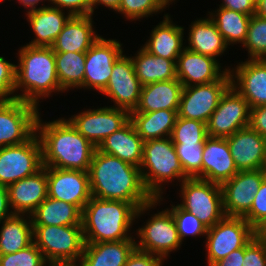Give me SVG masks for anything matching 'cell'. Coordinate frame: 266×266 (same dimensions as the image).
<instances>
[{
	"label": "cell",
	"mask_w": 266,
	"mask_h": 266,
	"mask_svg": "<svg viewBox=\"0 0 266 266\" xmlns=\"http://www.w3.org/2000/svg\"><path fill=\"white\" fill-rule=\"evenodd\" d=\"M88 174L93 197L130 202L137 209L154 199L143 184L139 167L97 148Z\"/></svg>",
	"instance_id": "obj_1"
},
{
	"label": "cell",
	"mask_w": 266,
	"mask_h": 266,
	"mask_svg": "<svg viewBox=\"0 0 266 266\" xmlns=\"http://www.w3.org/2000/svg\"><path fill=\"white\" fill-rule=\"evenodd\" d=\"M38 114L36 134L42 147V164L66 170L88 171L96 146L81 135L66 117L45 121Z\"/></svg>",
	"instance_id": "obj_2"
},
{
	"label": "cell",
	"mask_w": 266,
	"mask_h": 266,
	"mask_svg": "<svg viewBox=\"0 0 266 266\" xmlns=\"http://www.w3.org/2000/svg\"><path fill=\"white\" fill-rule=\"evenodd\" d=\"M15 54L18 60L16 63V99L32 103L39 108L40 103L46 98L53 97L54 93L56 96L65 93L58 81L55 52L52 47L24 44Z\"/></svg>",
	"instance_id": "obj_3"
},
{
	"label": "cell",
	"mask_w": 266,
	"mask_h": 266,
	"mask_svg": "<svg viewBox=\"0 0 266 266\" xmlns=\"http://www.w3.org/2000/svg\"><path fill=\"white\" fill-rule=\"evenodd\" d=\"M137 208L122 200L91 197L82 210V230L85 243L135 239ZM133 230V232H131ZM131 232V233H130Z\"/></svg>",
	"instance_id": "obj_4"
},
{
	"label": "cell",
	"mask_w": 266,
	"mask_h": 266,
	"mask_svg": "<svg viewBox=\"0 0 266 266\" xmlns=\"http://www.w3.org/2000/svg\"><path fill=\"white\" fill-rule=\"evenodd\" d=\"M164 200L165 196H160L137 209L135 219L140 220L147 213L150 218L147 217L148 219L145 222L140 220L143 222L141 223L143 225L135 228L136 233H134V236L136 249L157 255L165 261L171 256L172 252L174 253L181 249L182 242L179 238L172 213L167 208L162 211L158 209L157 213L149 214L157 206L165 204L163 203L165 202Z\"/></svg>",
	"instance_id": "obj_5"
},
{
	"label": "cell",
	"mask_w": 266,
	"mask_h": 266,
	"mask_svg": "<svg viewBox=\"0 0 266 266\" xmlns=\"http://www.w3.org/2000/svg\"><path fill=\"white\" fill-rule=\"evenodd\" d=\"M139 168L143 184L153 198L166 195V185L171 183L175 187L189 178L183 171L171 137L144 142Z\"/></svg>",
	"instance_id": "obj_6"
},
{
	"label": "cell",
	"mask_w": 266,
	"mask_h": 266,
	"mask_svg": "<svg viewBox=\"0 0 266 266\" xmlns=\"http://www.w3.org/2000/svg\"><path fill=\"white\" fill-rule=\"evenodd\" d=\"M33 242L47 262L78 264L84 250L82 225H33Z\"/></svg>",
	"instance_id": "obj_7"
},
{
	"label": "cell",
	"mask_w": 266,
	"mask_h": 266,
	"mask_svg": "<svg viewBox=\"0 0 266 266\" xmlns=\"http://www.w3.org/2000/svg\"><path fill=\"white\" fill-rule=\"evenodd\" d=\"M179 186L181 202L177 204L191 212L207 228L213 227L225 216L219 184L200 178H186Z\"/></svg>",
	"instance_id": "obj_8"
},
{
	"label": "cell",
	"mask_w": 266,
	"mask_h": 266,
	"mask_svg": "<svg viewBox=\"0 0 266 266\" xmlns=\"http://www.w3.org/2000/svg\"><path fill=\"white\" fill-rule=\"evenodd\" d=\"M256 236V230L243 218L224 216L207 229L205 243L206 260L212 266L229 253L245 247Z\"/></svg>",
	"instance_id": "obj_9"
},
{
	"label": "cell",
	"mask_w": 266,
	"mask_h": 266,
	"mask_svg": "<svg viewBox=\"0 0 266 266\" xmlns=\"http://www.w3.org/2000/svg\"><path fill=\"white\" fill-rule=\"evenodd\" d=\"M42 167V147L36 132L21 144L0 148L1 185L9 186Z\"/></svg>",
	"instance_id": "obj_10"
},
{
	"label": "cell",
	"mask_w": 266,
	"mask_h": 266,
	"mask_svg": "<svg viewBox=\"0 0 266 266\" xmlns=\"http://www.w3.org/2000/svg\"><path fill=\"white\" fill-rule=\"evenodd\" d=\"M66 117L81 135L98 147L107 136L130 121V112L107 104L103 107L84 108V111Z\"/></svg>",
	"instance_id": "obj_11"
},
{
	"label": "cell",
	"mask_w": 266,
	"mask_h": 266,
	"mask_svg": "<svg viewBox=\"0 0 266 266\" xmlns=\"http://www.w3.org/2000/svg\"><path fill=\"white\" fill-rule=\"evenodd\" d=\"M40 110L20 99L0 101V148L27 141L36 132Z\"/></svg>",
	"instance_id": "obj_12"
},
{
	"label": "cell",
	"mask_w": 266,
	"mask_h": 266,
	"mask_svg": "<svg viewBox=\"0 0 266 266\" xmlns=\"http://www.w3.org/2000/svg\"><path fill=\"white\" fill-rule=\"evenodd\" d=\"M100 36L86 52L83 90L99 94L106 88L114 63L125 53L123 43Z\"/></svg>",
	"instance_id": "obj_13"
},
{
	"label": "cell",
	"mask_w": 266,
	"mask_h": 266,
	"mask_svg": "<svg viewBox=\"0 0 266 266\" xmlns=\"http://www.w3.org/2000/svg\"><path fill=\"white\" fill-rule=\"evenodd\" d=\"M230 86V73L226 71L217 81L184 87L177 112L178 117L199 120L207 124L221 96Z\"/></svg>",
	"instance_id": "obj_14"
},
{
	"label": "cell",
	"mask_w": 266,
	"mask_h": 266,
	"mask_svg": "<svg viewBox=\"0 0 266 266\" xmlns=\"http://www.w3.org/2000/svg\"><path fill=\"white\" fill-rule=\"evenodd\" d=\"M250 105L232 86L221 96L219 104L210 116L207 136L228 138L236 131L249 126Z\"/></svg>",
	"instance_id": "obj_15"
},
{
	"label": "cell",
	"mask_w": 266,
	"mask_h": 266,
	"mask_svg": "<svg viewBox=\"0 0 266 266\" xmlns=\"http://www.w3.org/2000/svg\"><path fill=\"white\" fill-rule=\"evenodd\" d=\"M124 53L113 65L106 88L100 93L113 102L112 106L132 112L136 109L143 85L136 76L134 64Z\"/></svg>",
	"instance_id": "obj_16"
},
{
	"label": "cell",
	"mask_w": 266,
	"mask_h": 266,
	"mask_svg": "<svg viewBox=\"0 0 266 266\" xmlns=\"http://www.w3.org/2000/svg\"><path fill=\"white\" fill-rule=\"evenodd\" d=\"M265 178L266 169H257L239 171L223 182L220 186L225 216L244 217Z\"/></svg>",
	"instance_id": "obj_17"
},
{
	"label": "cell",
	"mask_w": 266,
	"mask_h": 266,
	"mask_svg": "<svg viewBox=\"0 0 266 266\" xmlns=\"http://www.w3.org/2000/svg\"><path fill=\"white\" fill-rule=\"evenodd\" d=\"M48 197L76 205L81 211L92 197L88 171L47 167Z\"/></svg>",
	"instance_id": "obj_18"
},
{
	"label": "cell",
	"mask_w": 266,
	"mask_h": 266,
	"mask_svg": "<svg viewBox=\"0 0 266 266\" xmlns=\"http://www.w3.org/2000/svg\"><path fill=\"white\" fill-rule=\"evenodd\" d=\"M230 67L231 86L250 108L266 105V59H245Z\"/></svg>",
	"instance_id": "obj_19"
},
{
	"label": "cell",
	"mask_w": 266,
	"mask_h": 266,
	"mask_svg": "<svg viewBox=\"0 0 266 266\" xmlns=\"http://www.w3.org/2000/svg\"><path fill=\"white\" fill-rule=\"evenodd\" d=\"M216 59L184 49L176 61L177 79L184 87L217 81L230 66H221Z\"/></svg>",
	"instance_id": "obj_20"
},
{
	"label": "cell",
	"mask_w": 266,
	"mask_h": 266,
	"mask_svg": "<svg viewBox=\"0 0 266 266\" xmlns=\"http://www.w3.org/2000/svg\"><path fill=\"white\" fill-rule=\"evenodd\" d=\"M227 139L238 171L266 169V138L249 126Z\"/></svg>",
	"instance_id": "obj_21"
},
{
	"label": "cell",
	"mask_w": 266,
	"mask_h": 266,
	"mask_svg": "<svg viewBox=\"0 0 266 266\" xmlns=\"http://www.w3.org/2000/svg\"><path fill=\"white\" fill-rule=\"evenodd\" d=\"M7 190L13 213L31 215L48 197L47 167L10 184Z\"/></svg>",
	"instance_id": "obj_22"
},
{
	"label": "cell",
	"mask_w": 266,
	"mask_h": 266,
	"mask_svg": "<svg viewBox=\"0 0 266 266\" xmlns=\"http://www.w3.org/2000/svg\"><path fill=\"white\" fill-rule=\"evenodd\" d=\"M156 26L152 27L150 36L142 45L147 51L155 56L177 61L180 53L185 49V28L174 22L173 15L163 14Z\"/></svg>",
	"instance_id": "obj_23"
},
{
	"label": "cell",
	"mask_w": 266,
	"mask_h": 266,
	"mask_svg": "<svg viewBox=\"0 0 266 266\" xmlns=\"http://www.w3.org/2000/svg\"><path fill=\"white\" fill-rule=\"evenodd\" d=\"M26 21L34 33L30 46L51 47L65 24L72 16L67 11L49 5L29 9L25 12Z\"/></svg>",
	"instance_id": "obj_24"
},
{
	"label": "cell",
	"mask_w": 266,
	"mask_h": 266,
	"mask_svg": "<svg viewBox=\"0 0 266 266\" xmlns=\"http://www.w3.org/2000/svg\"><path fill=\"white\" fill-rule=\"evenodd\" d=\"M238 172L227 139L207 137L202 155V179L221 185Z\"/></svg>",
	"instance_id": "obj_25"
},
{
	"label": "cell",
	"mask_w": 266,
	"mask_h": 266,
	"mask_svg": "<svg viewBox=\"0 0 266 266\" xmlns=\"http://www.w3.org/2000/svg\"><path fill=\"white\" fill-rule=\"evenodd\" d=\"M93 15H73L51 46L54 52H87L101 36Z\"/></svg>",
	"instance_id": "obj_26"
},
{
	"label": "cell",
	"mask_w": 266,
	"mask_h": 266,
	"mask_svg": "<svg viewBox=\"0 0 266 266\" xmlns=\"http://www.w3.org/2000/svg\"><path fill=\"white\" fill-rule=\"evenodd\" d=\"M194 20L190 23L187 31L185 48L212 57L220 63L219 57L225 56V52L228 53L227 50L230 48L217 30L216 24L208 15Z\"/></svg>",
	"instance_id": "obj_27"
},
{
	"label": "cell",
	"mask_w": 266,
	"mask_h": 266,
	"mask_svg": "<svg viewBox=\"0 0 266 266\" xmlns=\"http://www.w3.org/2000/svg\"><path fill=\"white\" fill-rule=\"evenodd\" d=\"M135 249V239L85 243L78 266H125Z\"/></svg>",
	"instance_id": "obj_28"
},
{
	"label": "cell",
	"mask_w": 266,
	"mask_h": 266,
	"mask_svg": "<svg viewBox=\"0 0 266 266\" xmlns=\"http://www.w3.org/2000/svg\"><path fill=\"white\" fill-rule=\"evenodd\" d=\"M143 144V139L137 134L133 123L129 121L121 129L107 136L97 149L140 167L143 158Z\"/></svg>",
	"instance_id": "obj_29"
},
{
	"label": "cell",
	"mask_w": 266,
	"mask_h": 266,
	"mask_svg": "<svg viewBox=\"0 0 266 266\" xmlns=\"http://www.w3.org/2000/svg\"><path fill=\"white\" fill-rule=\"evenodd\" d=\"M183 88L184 86L178 79L144 85L138 105L132 112L178 110Z\"/></svg>",
	"instance_id": "obj_30"
},
{
	"label": "cell",
	"mask_w": 266,
	"mask_h": 266,
	"mask_svg": "<svg viewBox=\"0 0 266 266\" xmlns=\"http://www.w3.org/2000/svg\"><path fill=\"white\" fill-rule=\"evenodd\" d=\"M136 76L141 84L147 85L159 81L177 79L176 61L155 56L147 51L143 46L130 55Z\"/></svg>",
	"instance_id": "obj_31"
},
{
	"label": "cell",
	"mask_w": 266,
	"mask_h": 266,
	"mask_svg": "<svg viewBox=\"0 0 266 266\" xmlns=\"http://www.w3.org/2000/svg\"><path fill=\"white\" fill-rule=\"evenodd\" d=\"M178 110L130 112V121L144 142L170 137L178 116Z\"/></svg>",
	"instance_id": "obj_32"
},
{
	"label": "cell",
	"mask_w": 266,
	"mask_h": 266,
	"mask_svg": "<svg viewBox=\"0 0 266 266\" xmlns=\"http://www.w3.org/2000/svg\"><path fill=\"white\" fill-rule=\"evenodd\" d=\"M0 225V255L15 253L33 242L31 215L13 214Z\"/></svg>",
	"instance_id": "obj_33"
},
{
	"label": "cell",
	"mask_w": 266,
	"mask_h": 266,
	"mask_svg": "<svg viewBox=\"0 0 266 266\" xmlns=\"http://www.w3.org/2000/svg\"><path fill=\"white\" fill-rule=\"evenodd\" d=\"M33 225H82V211L68 202L47 197L31 214Z\"/></svg>",
	"instance_id": "obj_34"
},
{
	"label": "cell",
	"mask_w": 266,
	"mask_h": 266,
	"mask_svg": "<svg viewBox=\"0 0 266 266\" xmlns=\"http://www.w3.org/2000/svg\"><path fill=\"white\" fill-rule=\"evenodd\" d=\"M206 15L216 24L217 30L229 47L230 45L231 47L234 46V44H242L240 47L243 46L247 38L250 15L221 7L208 11Z\"/></svg>",
	"instance_id": "obj_35"
},
{
	"label": "cell",
	"mask_w": 266,
	"mask_h": 266,
	"mask_svg": "<svg viewBox=\"0 0 266 266\" xmlns=\"http://www.w3.org/2000/svg\"><path fill=\"white\" fill-rule=\"evenodd\" d=\"M86 52H55L56 70L64 92L82 90Z\"/></svg>",
	"instance_id": "obj_36"
},
{
	"label": "cell",
	"mask_w": 266,
	"mask_h": 266,
	"mask_svg": "<svg viewBox=\"0 0 266 266\" xmlns=\"http://www.w3.org/2000/svg\"><path fill=\"white\" fill-rule=\"evenodd\" d=\"M173 4L169 0H121L115 14L122 15L125 21H140L160 14ZM168 8V9H167Z\"/></svg>",
	"instance_id": "obj_37"
},
{
	"label": "cell",
	"mask_w": 266,
	"mask_h": 266,
	"mask_svg": "<svg viewBox=\"0 0 266 266\" xmlns=\"http://www.w3.org/2000/svg\"><path fill=\"white\" fill-rule=\"evenodd\" d=\"M171 203L168 205L170 208H166L172 213L182 244L187 237L205 239L208 228L191 212L182 209L178 204H173L172 201Z\"/></svg>",
	"instance_id": "obj_38"
},
{
	"label": "cell",
	"mask_w": 266,
	"mask_h": 266,
	"mask_svg": "<svg viewBox=\"0 0 266 266\" xmlns=\"http://www.w3.org/2000/svg\"><path fill=\"white\" fill-rule=\"evenodd\" d=\"M242 48L248 51L246 59H266V19L251 16Z\"/></svg>",
	"instance_id": "obj_39"
},
{
	"label": "cell",
	"mask_w": 266,
	"mask_h": 266,
	"mask_svg": "<svg viewBox=\"0 0 266 266\" xmlns=\"http://www.w3.org/2000/svg\"><path fill=\"white\" fill-rule=\"evenodd\" d=\"M184 173L189 178L202 179L204 143H173Z\"/></svg>",
	"instance_id": "obj_40"
},
{
	"label": "cell",
	"mask_w": 266,
	"mask_h": 266,
	"mask_svg": "<svg viewBox=\"0 0 266 266\" xmlns=\"http://www.w3.org/2000/svg\"><path fill=\"white\" fill-rule=\"evenodd\" d=\"M170 137L173 143H205L206 123L177 116Z\"/></svg>",
	"instance_id": "obj_41"
},
{
	"label": "cell",
	"mask_w": 266,
	"mask_h": 266,
	"mask_svg": "<svg viewBox=\"0 0 266 266\" xmlns=\"http://www.w3.org/2000/svg\"><path fill=\"white\" fill-rule=\"evenodd\" d=\"M46 263L34 242L15 253L0 255V266H44Z\"/></svg>",
	"instance_id": "obj_42"
},
{
	"label": "cell",
	"mask_w": 266,
	"mask_h": 266,
	"mask_svg": "<svg viewBox=\"0 0 266 266\" xmlns=\"http://www.w3.org/2000/svg\"><path fill=\"white\" fill-rule=\"evenodd\" d=\"M16 64L0 56V101L16 99Z\"/></svg>",
	"instance_id": "obj_43"
},
{
	"label": "cell",
	"mask_w": 266,
	"mask_h": 266,
	"mask_svg": "<svg viewBox=\"0 0 266 266\" xmlns=\"http://www.w3.org/2000/svg\"><path fill=\"white\" fill-rule=\"evenodd\" d=\"M255 230L266 221V178L254 196L250 211L243 217Z\"/></svg>",
	"instance_id": "obj_44"
},
{
	"label": "cell",
	"mask_w": 266,
	"mask_h": 266,
	"mask_svg": "<svg viewBox=\"0 0 266 266\" xmlns=\"http://www.w3.org/2000/svg\"><path fill=\"white\" fill-rule=\"evenodd\" d=\"M242 266H266V239L255 236L244 247Z\"/></svg>",
	"instance_id": "obj_45"
},
{
	"label": "cell",
	"mask_w": 266,
	"mask_h": 266,
	"mask_svg": "<svg viewBox=\"0 0 266 266\" xmlns=\"http://www.w3.org/2000/svg\"><path fill=\"white\" fill-rule=\"evenodd\" d=\"M47 5L73 15H92L91 0H48Z\"/></svg>",
	"instance_id": "obj_46"
},
{
	"label": "cell",
	"mask_w": 266,
	"mask_h": 266,
	"mask_svg": "<svg viewBox=\"0 0 266 266\" xmlns=\"http://www.w3.org/2000/svg\"><path fill=\"white\" fill-rule=\"evenodd\" d=\"M164 260L150 253L135 249L129 256L125 266H163Z\"/></svg>",
	"instance_id": "obj_47"
},
{
	"label": "cell",
	"mask_w": 266,
	"mask_h": 266,
	"mask_svg": "<svg viewBox=\"0 0 266 266\" xmlns=\"http://www.w3.org/2000/svg\"><path fill=\"white\" fill-rule=\"evenodd\" d=\"M249 127L266 138V105L251 108Z\"/></svg>",
	"instance_id": "obj_48"
},
{
	"label": "cell",
	"mask_w": 266,
	"mask_h": 266,
	"mask_svg": "<svg viewBox=\"0 0 266 266\" xmlns=\"http://www.w3.org/2000/svg\"><path fill=\"white\" fill-rule=\"evenodd\" d=\"M255 3L254 0H222L220 5H216L221 8L253 16L255 15Z\"/></svg>",
	"instance_id": "obj_49"
},
{
	"label": "cell",
	"mask_w": 266,
	"mask_h": 266,
	"mask_svg": "<svg viewBox=\"0 0 266 266\" xmlns=\"http://www.w3.org/2000/svg\"><path fill=\"white\" fill-rule=\"evenodd\" d=\"M244 258V247L229 253L226 258L220 259L212 266H242Z\"/></svg>",
	"instance_id": "obj_50"
},
{
	"label": "cell",
	"mask_w": 266,
	"mask_h": 266,
	"mask_svg": "<svg viewBox=\"0 0 266 266\" xmlns=\"http://www.w3.org/2000/svg\"><path fill=\"white\" fill-rule=\"evenodd\" d=\"M14 213L9 204L7 186L0 184V221L12 216Z\"/></svg>",
	"instance_id": "obj_51"
},
{
	"label": "cell",
	"mask_w": 266,
	"mask_h": 266,
	"mask_svg": "<svg viewBox=\"0 0 266 266\" xmlns=\"http://www.w3.org/2000/svg\"><path fill=\"white\" fill-rule=\"evenodd\" d=\"M121 0H91L92 4V15H94L95 10L98 7H106L108 10H112V12H116Z\"/></svg>",
	"instance_id": "obj_52"
},
{
	"label": "cell",
	"mask_w": 266,
	"mask_h": 266,
	"mask_svg": "<svg viewBox=\"0 0 266 266\" xmlns=\"http://www.w3.org/2000/svg\"><path fill=\"white\" fill-rule=\"evenodd\" d=\"M16 3H19V5H22L24 7V10L27 11L29 9L38 8L42 6H46L45 2L48 0H16Z\"/></svg>",
	"instance_id": "obj_53"
},
{
	"label": "cell",
	"mask_w": 266,
	"mask_h": 266,
	"mask_svg": "<svg viewBox=\"0 0 266 266\" xmlns=\"http://www.w3.org/2000/svg\"><path fill=\"white\" fill-rule=\"evenodd\" d=\"M255 15L266 19V0H258L255 3Z\"/></svg>",
	"instance_id": "obj_54"
},
{
	"label": "cell",
	"mask_w": 266,
	"mask_h": 266,
	"mask_svg": "<svg viewBox=\"0 0 266 266\" xmlns=\"http://www.w3.org/2000/svg\"><path fill=\"white\" fill-rule=\"evenodd\" d=\"M256 236L266 239V221L256 230Z\"/></svg>",
	"instance_id": "obj_55"
},
{
	"label": "cell",
	"mask_w": 266,
	"mask_h": 266,
	"mask_svg": "<svg viewBox=\"0 0 266 266\" xmlns=\"http://www.w3.org/2000/svg\"><path fill=\"white\" fill-rule=\"evenodd\" d=\"M44 266H78L73 263H58V262H47Z\"/></svg>",
	"instance_id": "obj_56"
},
{
	"label": "cell",
	"mask_w": 266,
	"mask_h": 266,
	"mask_svg": "<svg viewBox=\"0 0 266 266\" xmlns=\"http://www.w3.org/2000/svg\"><path fill=\"white\" fill-rule=\"evenodd\" d=\"M172 4L174 3V5L176 4L175 2L176 1H179V0H169Z\"/></svg>",
	"instance_id": "obj_57"
},
{
	"label": "cell",
	"mask_w": 266,
	"mask_h": 266,
	"mask_svg": "<svg viewBox=\"0 0 266 266\" xmlns=\"http://www.w3.org/2000/svg\"><path fill=\"white\" fill-rule=\"evenodd\" d=\"M3 1H4V3H5V0H0V3H1V2H3ZM6 1H7V0H6ZM8 1H10V2H11V0H8ZM13 1H14V0H13Z\"/></svg>",
	"instance_id": "obj_58"
}]
</instances>
